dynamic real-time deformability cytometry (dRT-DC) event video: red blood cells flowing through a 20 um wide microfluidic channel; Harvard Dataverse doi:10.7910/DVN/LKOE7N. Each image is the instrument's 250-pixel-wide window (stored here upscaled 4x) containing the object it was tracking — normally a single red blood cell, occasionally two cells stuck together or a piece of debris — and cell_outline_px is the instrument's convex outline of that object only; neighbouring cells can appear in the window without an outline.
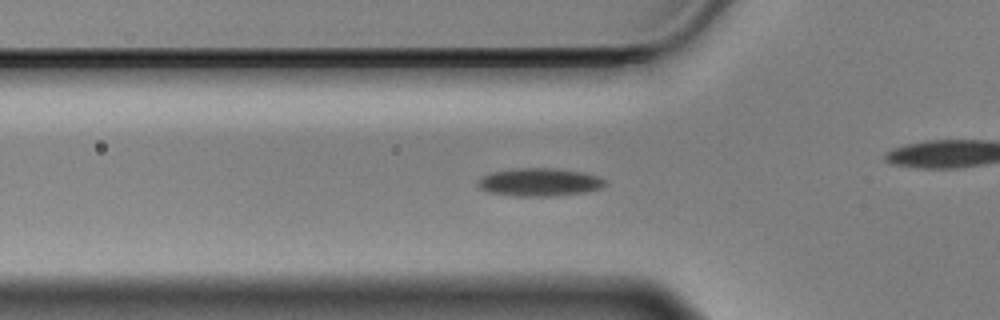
{"species": "Egyptian fruit bat (a non-hibernating species)", "species_latin": "Rousettus aegyptiacus", "temperature_condition": "cold", "stored_images_in_passage": 57, "camera_frame_rate_fps": 3000, "um_per_image_px": 0.085, "animal": {"sex": "male"}, "frame": {"image": 1, "passage_image": 18, "time_ms": 5.667, "image_size_px": [1000, 320], "cell_outline_px": [[604, 184], [600, 188], [584, 192], [552, 196], [512, 196], [488, 192], [480, 188], [476, 184], [476, 180], [480, 176], [492, 172], [512, 168], [552, 168], [584, 172], [596, 176], [604, 180]], "centroid_in_image_um": [45.75, 15.48], "position_along_channel_um": 80.0, "area_um2": 20.81}}
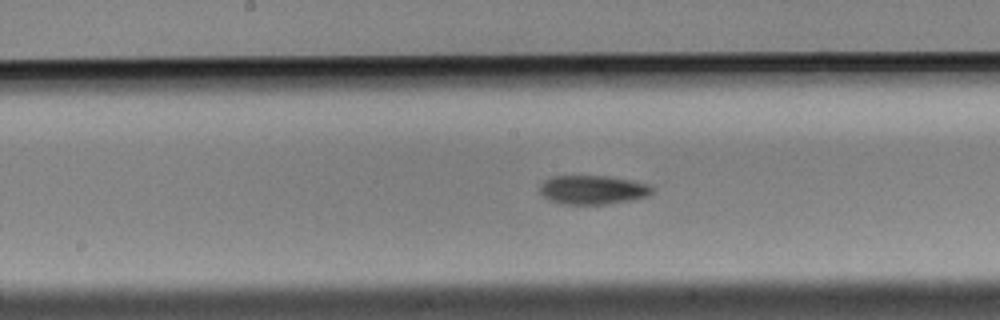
{"frame": {"image": 2, "passage_image": 28, "time_ms": 9.0, "image_size_px": [1000, 320], "cell_outline_px": [[652, 192], [648, 196], [632, 200], [608, 204], [560, 204], [548, 200], [540, 192], [540, 184], [544, 180], [552, 176], [604, 176], [628, 180], [648, 184], [652, 188]], "centroid_in_image_um": [50.34, 16.14], "position_along_channel_um": 197.9, "area_um2": 18.9}}
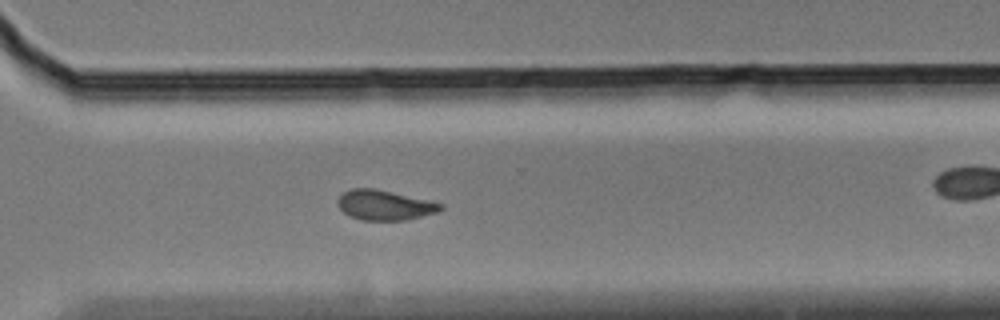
{"frame": {"image": 3, "passage_image": 40, "time_ms": 13.0, "image_size_px": [1000, 320], "cell_outline_px": [[444, 208], [436, 212], [404, 220], [360, 220], [348, 216], [340, 208], [336, 200], [344, 192], [352, 188], [372, 188], [392, 192], [444, 204]], "centroid_in_image_um": [32.65, 17.44], "position_along_channel_um": 338.0, "area_um2": 17.74}, "authors_computed_cell_mechanics": {"area_um2": 18.7272, "velocity_mm_per_s": 3.514, "shape_relaxation_time_tau1_ms": 7.877, "shape_relaxation_time_tau2_ms": 9.5752, "deformation_change_tau1": 0.1297, "deformation_change_tau2": 0.151}}